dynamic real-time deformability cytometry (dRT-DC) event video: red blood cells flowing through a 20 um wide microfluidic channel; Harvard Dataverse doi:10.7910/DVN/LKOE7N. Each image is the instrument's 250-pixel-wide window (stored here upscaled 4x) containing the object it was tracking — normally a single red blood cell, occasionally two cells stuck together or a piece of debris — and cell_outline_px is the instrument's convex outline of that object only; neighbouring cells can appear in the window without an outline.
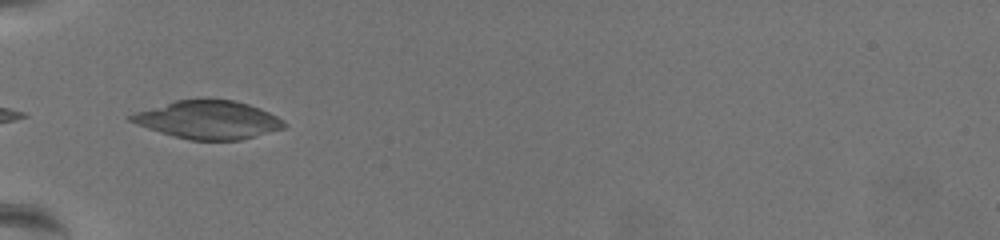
{"species": "common noctule bat (a hibernating species)", "species_latin": "Nyctalus noctula", "temperature_condition": "warm", "stored_images_in_passage": 1, "camera_frame_rate_fps": 3000, "um_per_image_px": 0.085, "animal": {"sex": "female", "body_mass_g": 19.5, "forearm_length_mm": 54.1}, "frame": {"image": 1, "passage_image": 1, "time_ms": 0.0, "image_size_px": [1000, 240], "cell_outline_px": [[288, 124], [284, 128], [240, 140], [188, 140], [172, 136], [148, 128], [128, 120], [124, 116], [136, 112], [176, 100], [232, 100], [248, 104], [260, 108], [284, 120]], "centroid_in_image_um": [17.69, 10.19], "position_along_channel_um": 67.3, "area_um2": 33.76}}